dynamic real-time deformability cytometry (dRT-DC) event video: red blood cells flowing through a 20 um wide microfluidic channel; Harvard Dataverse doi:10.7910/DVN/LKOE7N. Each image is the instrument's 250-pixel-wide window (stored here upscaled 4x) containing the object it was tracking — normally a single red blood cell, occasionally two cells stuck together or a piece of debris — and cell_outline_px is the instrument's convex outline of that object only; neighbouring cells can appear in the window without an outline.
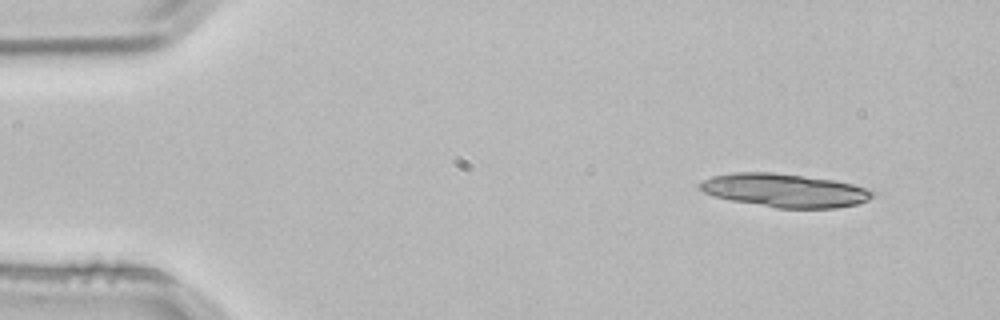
{"species": "common noctule bat (a hibernating species)", "species_latin": "Nyctalus noctula", "temperature_condition": "room temperature", "stored_images_in_passage": 3, "camera_frame_rate_fps": 3000, "um_per_image_px": 0.085, "animal": {"sex": "male", "body_mass_g": 21.5, "forearm_length_mm": 52.0}, "frame": {"image": 1, "passage_image": 1, "time_ms": 0.0, "image_size_px": [1000, 320], "cell_outline_px": [[876, 196], [868, 200], [856, 204], [836, 208], [776, 208], [732, 200], [716, 196], [704, 192], [696, 184], [712, 176], [732, 172], [772, 172], [836, 180], [852, 184], [876, 192]], "centroid_in_image_um": [66.72, 16.18], "position_along_channel_um": 18.3, "area_um2": 33.64}}